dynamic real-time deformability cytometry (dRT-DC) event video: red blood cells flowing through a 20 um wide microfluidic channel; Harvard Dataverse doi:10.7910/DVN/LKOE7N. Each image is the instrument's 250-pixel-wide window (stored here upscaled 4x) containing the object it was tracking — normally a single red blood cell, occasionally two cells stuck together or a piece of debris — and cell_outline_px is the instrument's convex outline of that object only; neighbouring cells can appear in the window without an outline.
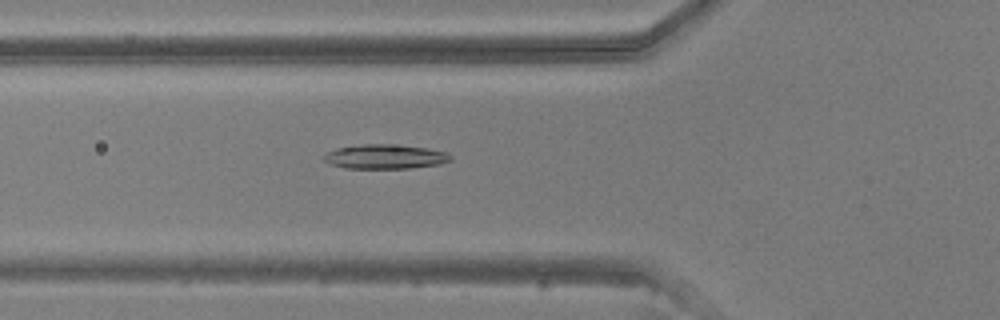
{"species": "common noctule bat (a hibernating species)", "species_latin": "Nyctalus noctula", "temperature_condition": "warm", "stored_images_in_passage": 51, "camera_frame_rate_fps": 3000, "um_per_image_px": 0.085, "animal": {"sex": "male", "body_mass_g": 20.5, "forearm_length_mm": 52.5}, "frame": {"image": 1, "passage_image": 19, "time_ms": 6.0, "image_size_px": [1000, 320], "cell_outline_px": [[452, 160], [440, 164], [408, 168], [344, 168], [332, 164], [324, 160], [324, 156], [328, 152], [336, 148], [364, 144], [388, 144], [428, 148], [444, 152], [452, 156]], "centroid_in_image_um": [32.75, 13.31], "position_along_channel_um": 93.1, "area_um2": 17.8}}
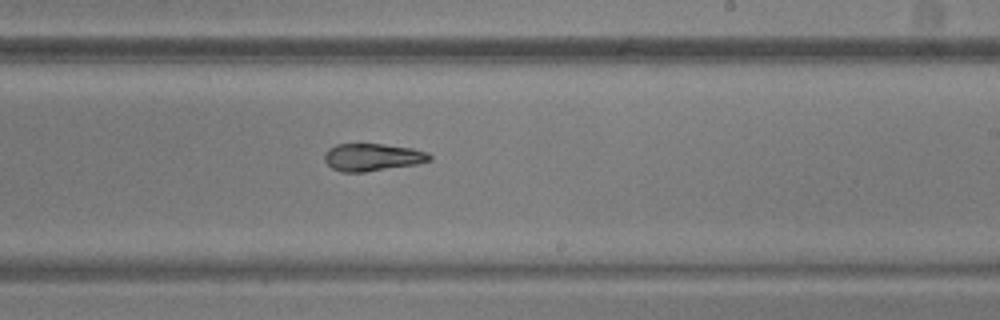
{"frame": {"image": 2, "passage_image": 31, "time_ms": 10.0, "image_size_px": [1000, 320], "cell_outline_px": [[432, 160], [416, 164], [364, 172], [340, 172], [332, 168], [324, 160], [324, 156], [328, 148], [336, 144], [384, 144], [412, 148], [428, 152], [432, 156]], "centroid_in_image_um": [31.66, 13.36], "position_along_channel_um": 257.3, "area_um2": 16.88}}
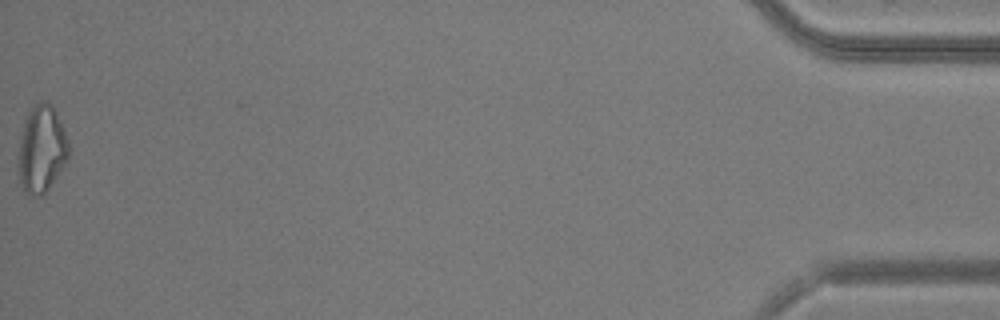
{"frame": {"image": 3, "passage_image": 51, "time_ms": 16.667, "image_size_px": [1000, 320], "cell_outline_px": [[68, 156], [64, 164], [48, 188], [40, 196], [32, 196], [24, 192], [16, 172], [16, 164], [20, 136], [28, 112], [36, 104], [52, 104], [64, 128], [68, 140]], "centroid_in_image_um": [3.49, 12.72], "position_along_channel_um": 431.7, "area_um2": 25.43}}